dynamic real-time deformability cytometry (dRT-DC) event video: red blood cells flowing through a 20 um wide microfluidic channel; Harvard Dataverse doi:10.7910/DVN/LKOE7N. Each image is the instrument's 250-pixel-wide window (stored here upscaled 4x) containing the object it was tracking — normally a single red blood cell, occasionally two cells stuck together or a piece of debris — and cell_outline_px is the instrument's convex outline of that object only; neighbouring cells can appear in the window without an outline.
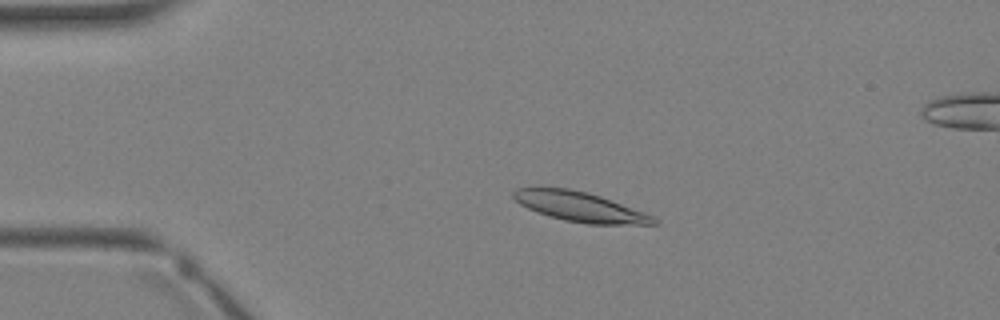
{"species": "Egyptian fruit bat (a non-hibernating species)", "species_latin": "Rousettus aegyptiacus", "temperature_condition": "warm", "stored_images_in_passage": 3, "camera_frame_rate_fps": 3000, "um_per_image_px": 0.085, "animal": {"sex": "female"}, "frame": {"image": 1, "passage_image": 2, "time_ms": 1.333, "image_size_px": [1000, 320], "cell_outline_px": [[656, 224], [588, 224], [564, 220], [548, 216], [536, 212], [520, 204], [512, 196], [512, 192], [516, 188], [568, 188], [588, 192], [600, 196], [644, 212], [652, 216], [656, 220]], "centroid_in_image_um": [49.25, 17.57], "position_along_channel_um": 35.7, "area_um2": 23.99}}